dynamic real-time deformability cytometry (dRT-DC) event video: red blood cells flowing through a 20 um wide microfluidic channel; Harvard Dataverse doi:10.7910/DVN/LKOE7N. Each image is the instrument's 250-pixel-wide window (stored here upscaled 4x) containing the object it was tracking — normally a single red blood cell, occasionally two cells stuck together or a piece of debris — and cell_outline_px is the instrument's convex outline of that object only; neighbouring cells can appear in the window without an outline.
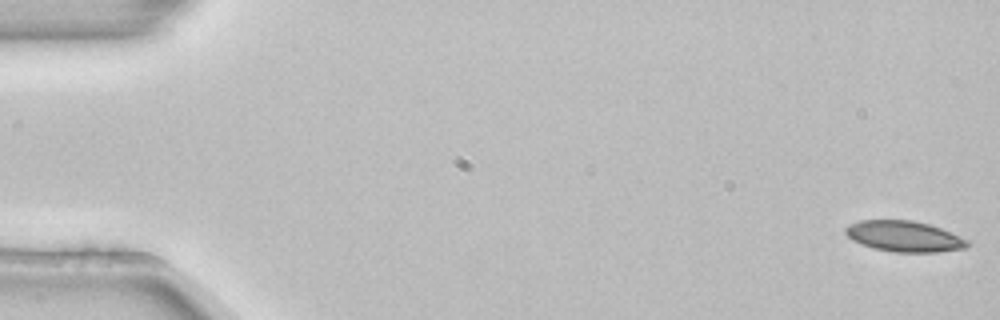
{"species": "common noctule bat (a hibernating species)", "species_latin": "Nyctalus noctula", "temperature_condition": "room temperature", "stored_images_in_passage": 5, "segment_of_instrument_passage": [1, 2], "camera_frame_rate_fps": 3000, "um_per_image_px": 0.085, "animal": {"sex": "female", "body_mass_g": 22.7, "forearm_length_mm": 54.2}, "frame": {"image": 1, "passage_image": 1, "time_ms": 0.0, "image_size_px": [1000, 320], "cell_outline_px": [[972, 244], [964, 248], [936, 252], [892, 252], [872, 248], [860, 244], [852, 240], [844, 232], [844, 228], [848, 224], [860, 220], [912, 220], [928, 224], [940, 228], [960, 236], [968, 240]], "centroid_in_image_um": [76.82, 20.09], "position_along_channel_um": 8.2, "area_um2": 22.02}}